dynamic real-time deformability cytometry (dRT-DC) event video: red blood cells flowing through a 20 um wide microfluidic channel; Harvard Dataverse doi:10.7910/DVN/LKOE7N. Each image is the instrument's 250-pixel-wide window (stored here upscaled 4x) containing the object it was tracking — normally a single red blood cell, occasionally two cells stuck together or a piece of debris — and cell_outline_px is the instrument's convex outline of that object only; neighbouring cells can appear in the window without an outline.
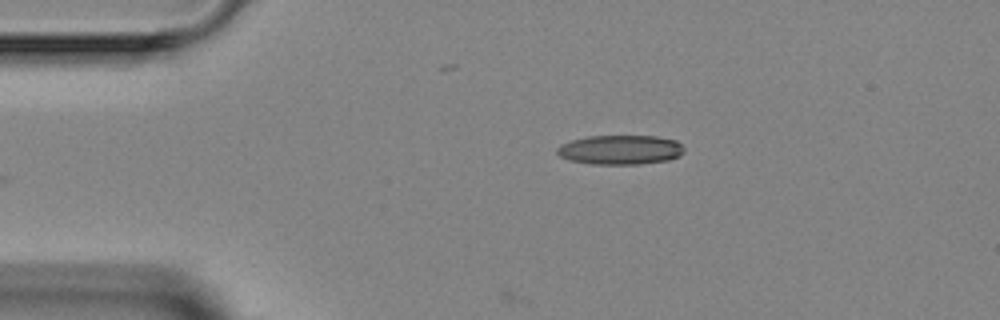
{"species": "Egyptian fruit bat (a non-hibernating species)", "species_latin": "Rousettus aegyptiacus", "temperature_condition": "room temperature", "stored_images_in_passage": 2, "camera_frame_rate_fps": 3000, "um_per_image_px": 0.085, "animal": {"sex": "female"}, "frame": {"image": 1, "passage_image": 2, "time_ms": 1.0, "image_size_px": [1000, 320], "cell_outline_px": [[684, 152], [680, 156], [668, 160], [640, 164], [592, 164], [568, 160], [560, 156], [556, 152], [556, 148], [560, 144], [572, 140], [588, 136], [656, 136], [676, 140], [684, 148]], "centroid_in_image_um": [52.72, 12.73], "position_along_channel_um": 32.3, "area_um2": 21.91}}